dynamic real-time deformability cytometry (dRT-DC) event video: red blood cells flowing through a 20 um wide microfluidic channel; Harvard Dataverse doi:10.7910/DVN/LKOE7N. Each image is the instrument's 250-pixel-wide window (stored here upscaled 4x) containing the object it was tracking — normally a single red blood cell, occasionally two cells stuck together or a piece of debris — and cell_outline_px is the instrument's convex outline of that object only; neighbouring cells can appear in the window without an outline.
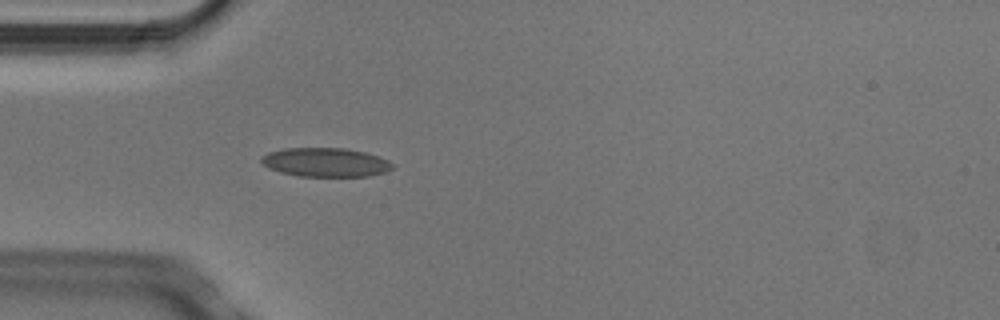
{"species": "Egyptian fruit bat (a non-hibernating species)", "species_latin": "Rousettus aegyptiacus", "temperature_condition": "cold", "stored_images_in_passage": 3, "camera_frame_rate_fps": 3000, "um_per_image_px": 0.085, "animal": {"sex": "male"}, "frame": {"image": 1, "passage_image": 3, "time_ms": 0.667, "image_size_px": [1000, 320], "cell_outline_px": [[392, 168], [384, 172], [368, 176], [296, 176], [280, 172], [268, 168], [260, 160], [268, 152], [284, 148], [344, 148], [364, 152], [388, 160], [392, 164]], "centroid_in_image_um": [27.63, 13.8], "position_along_channel_um": 57.4, "area_um2": 21.91}}